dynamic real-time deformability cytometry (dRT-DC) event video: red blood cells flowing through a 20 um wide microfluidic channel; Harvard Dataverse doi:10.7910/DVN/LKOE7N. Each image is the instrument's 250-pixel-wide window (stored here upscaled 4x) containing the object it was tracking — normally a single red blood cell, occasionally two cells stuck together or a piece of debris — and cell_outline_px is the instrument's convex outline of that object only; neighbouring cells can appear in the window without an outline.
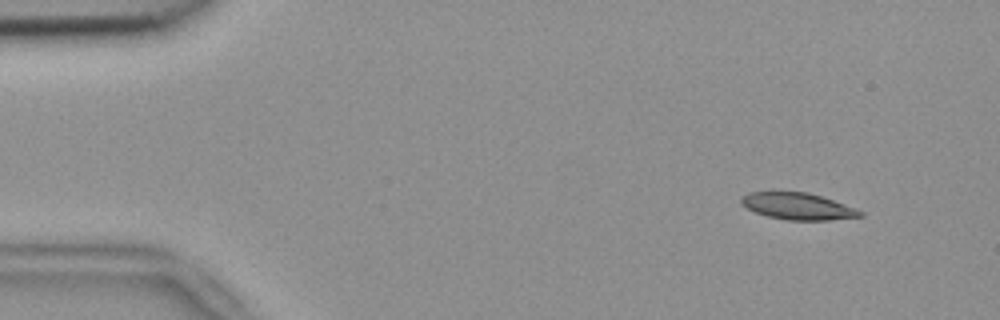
{"species": "common noctule bat (a hibernating species)", "species_latin": "Nyctalus noctula", "temperature_condition": "room temperature", "stored_images_in_passage": 14, "camera_frame_rate_fps": 3000, "um_per_image_px": 0.085, "animal": {"sex": "female", "body_mass_g": 18.4}, "frame": {"image": 1, "passage_image": 4, "time_ms": 1.0, "image_size_px": [1000, 320], "cell_outline_px": [[864, 216], [828, 220], [784, 220], [768, 216], [756, 212], [740, 204], [740, 196], [748, 192], [808, 192], [856, 208], [864, 212]], "centroid_in_image_um": [67.8, 17.53], "position_along_channel_um": 17.2, "area_um2": 18.5}}